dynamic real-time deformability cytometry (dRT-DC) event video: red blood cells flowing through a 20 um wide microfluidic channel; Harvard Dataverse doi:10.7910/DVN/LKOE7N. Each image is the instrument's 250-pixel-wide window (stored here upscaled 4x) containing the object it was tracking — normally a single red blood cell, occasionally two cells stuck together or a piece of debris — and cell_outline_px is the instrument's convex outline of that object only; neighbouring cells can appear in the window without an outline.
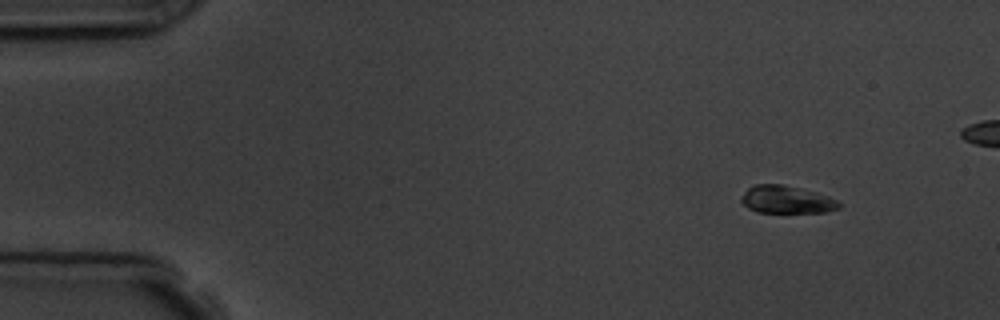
{"species": "common noctule bat (a hibernating species)", "species_latin": "Nyctalus noctula", "temperature_condition": "room temperature", "stored_images_in_passage": 5, "camera_frame_rate_fps": 3000, "um_per_image_px": 0.085, "animal": {"sex": "male", "body_mass_g": 19.5, "forearm_length_mm": 54.6}, "frame": {"image": 1, "passage_image": 1, "time_ms": 0.0, "image_size_px": [1000, 320], "cell_outline_px": [[840, 208], [828, 212], [760, 212], [748, 208], [740, 200], [744, 192], [748, 188], [756, 184], [784, 184], [816, 192], [828, 196], [836, 200], [840, 204]], "centroid_in_image_um": [66.87, 16.96], "position_along_channel_um": 18.1, "area_um2": 15.66}}